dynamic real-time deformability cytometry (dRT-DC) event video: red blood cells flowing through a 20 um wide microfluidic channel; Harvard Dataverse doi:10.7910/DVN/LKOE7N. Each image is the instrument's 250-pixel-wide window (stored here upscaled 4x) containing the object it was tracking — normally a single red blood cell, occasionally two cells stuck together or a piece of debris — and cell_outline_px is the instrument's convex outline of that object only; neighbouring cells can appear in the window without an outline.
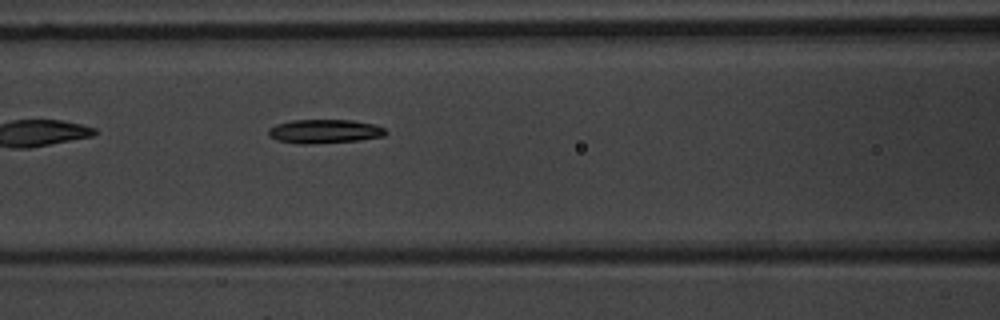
{"species": "common noctule bat (a hibernating species)", "species_latin": "Nyctalus noctula", "temperature_condition": "warm", "stored_images_in_passage": 7, "camera_frame_rate_fps": 3000, "um_per_image_px": 0.085, "animal": {"sex": "male", "body_mass_g": 20.1, "forearm_length_mm": 53.5}, "frame": {"image": 1, "passage_image": 7, "time_ms": 8.0, "image_size_px": [1000, 320], "cell_outline_px": [[388, 132], [384, 136], [356, 140], [308, 144], [300, 144], [276, 140], [268, 136], [268, 128], [276, 124], [292, 120], [352, 120], [376, 124], [384, 128]], "centroid_in_image_um": [27.56, 11.15], "position_along_channel_um": 139.0, "area_um2": 16.36}}